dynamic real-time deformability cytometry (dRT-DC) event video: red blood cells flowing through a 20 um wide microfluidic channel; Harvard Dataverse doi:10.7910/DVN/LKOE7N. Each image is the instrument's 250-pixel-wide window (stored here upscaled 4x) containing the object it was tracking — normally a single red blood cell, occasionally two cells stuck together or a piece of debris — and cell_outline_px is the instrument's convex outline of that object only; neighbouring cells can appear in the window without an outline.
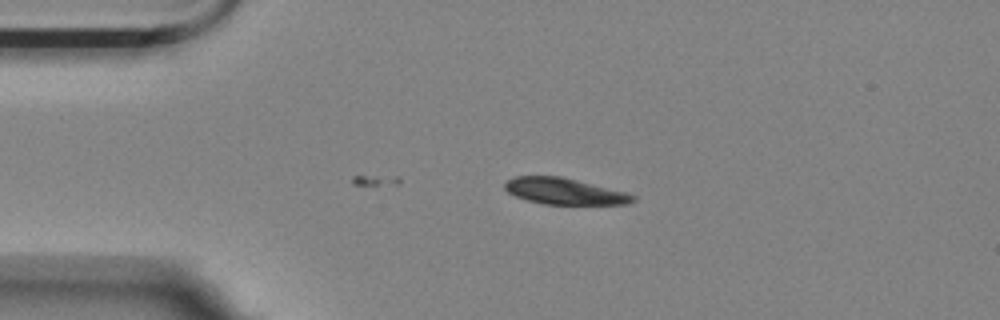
{"species": "Egyptian fruit bat (a non-hibernating species)", "species_latin": "Rousettus aegyptiacus", "temperature_condition": "room temperature", "stored_images_in_passage": 44, "camera_frame_rate_fps": 3000, "um_per_image_px": 0.085, "animal": {"sex": "female"}, "frame": {"image": 1, "passage_image": 1, "time_ms": 0.0, "image_size_px": [1000, 320], "cell_outline_px": [[636, 200], [628, 204], [544, 204], [528, 200], [516, 196], [508, 192], [504, 188], [504, 184], [508, 180], [516, 176], [560, 176], [624, 192], [636, 196]], "centroid_in_image_um": [47.96, 16.26], "position_along_channel_um": 37.0, "area_um2": 19.31}}
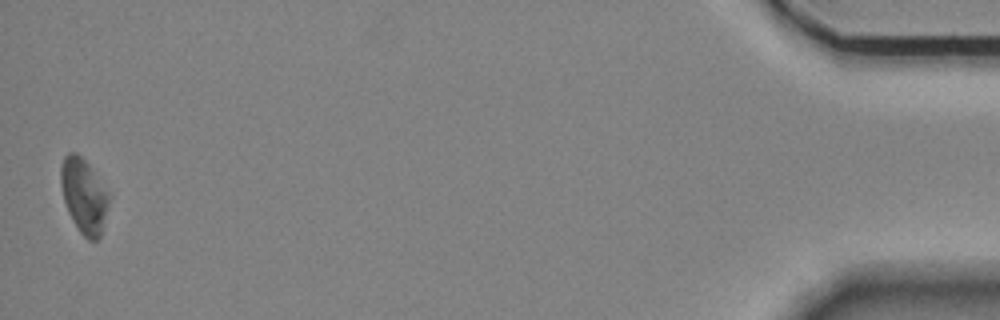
{"frame": {"image": 2, "passage_image": 44, "time_ms": 14.333, "image_size_px": [1000, 320], "cell_outline_px": [[112, 196], [100, 236], [96, 240], [88, 240], [80, 232], [72, 220], [68, 212], [64, 200], [60, 184], [60, 164], [64, 156], [68, 152], [76, 152], [88, 164]], "centroid_in_image_um": [7.14, 16.63], "position_along_channel_um": 428.1, "area_um2": 21.15}}